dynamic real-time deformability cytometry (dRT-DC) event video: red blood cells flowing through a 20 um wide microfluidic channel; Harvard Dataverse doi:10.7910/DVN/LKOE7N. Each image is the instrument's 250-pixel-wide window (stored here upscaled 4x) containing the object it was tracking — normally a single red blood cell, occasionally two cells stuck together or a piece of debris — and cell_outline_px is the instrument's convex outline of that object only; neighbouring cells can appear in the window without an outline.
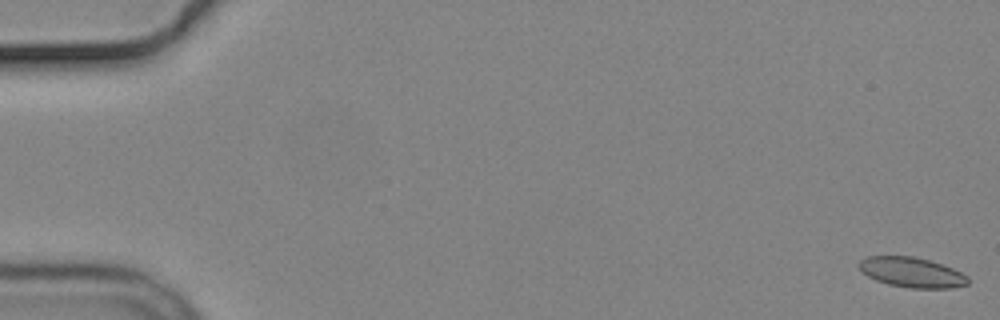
{"species": "common noctule bat (a hibernating species)", "species_latin": "Nyctalus noctula", "temperature_condition": "cold", "stored_images_in_passage": 16, "camera_frame_rate_fps": 3000, "um_per_image_px": 0.085, "animal": {"sex": "male", "body_mass_g": 19.2, "forearm_length_mm": 51.8}, "frame": {"image": 1, "passage_image": 1, "time_ms": 0.0, "image_size_px": [1000, 320], "cell_outline_px": [[968, 284], [952, 288], [908, 288], [888, 284], [876, 280], [868, 276], [860, 268], [860, 260], [868, 256], [912, 256], [928, 260], [952, 268], [968, 276]], "centroid_in_image_um": [77.51, 23.16], "position_along_channel_um": 7.5, "area_um2": 18.84}}
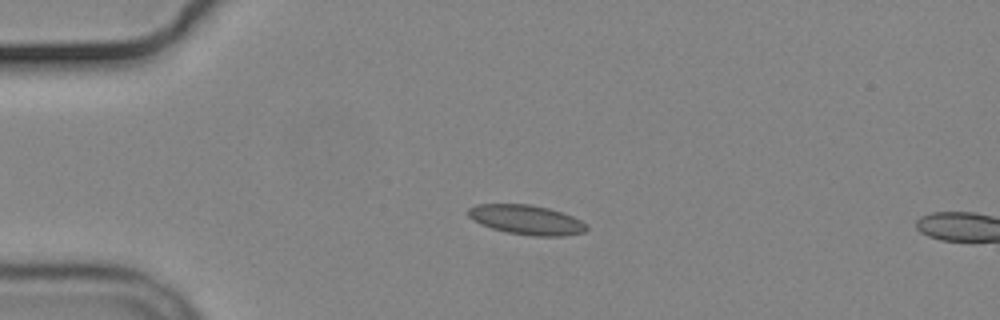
{"frame": {"image": 2, "passage_image": 14, "time_ms": 4.333, "image_size_px": [1000, 320], "cell_outline_px": [[588, 228], [584, 232], [564, 236], [532, 236], [508, 232], [492, 228], [480, 224], [472, 220], [468, 216], [468, 208], [476, 204], [528, 204], [548, 208], [572, 216], [580, 220]], "centroid_in_image_um": [44.72, 18.68], "position_along_channel_um": 40.3, "area_um2": 20.29}}